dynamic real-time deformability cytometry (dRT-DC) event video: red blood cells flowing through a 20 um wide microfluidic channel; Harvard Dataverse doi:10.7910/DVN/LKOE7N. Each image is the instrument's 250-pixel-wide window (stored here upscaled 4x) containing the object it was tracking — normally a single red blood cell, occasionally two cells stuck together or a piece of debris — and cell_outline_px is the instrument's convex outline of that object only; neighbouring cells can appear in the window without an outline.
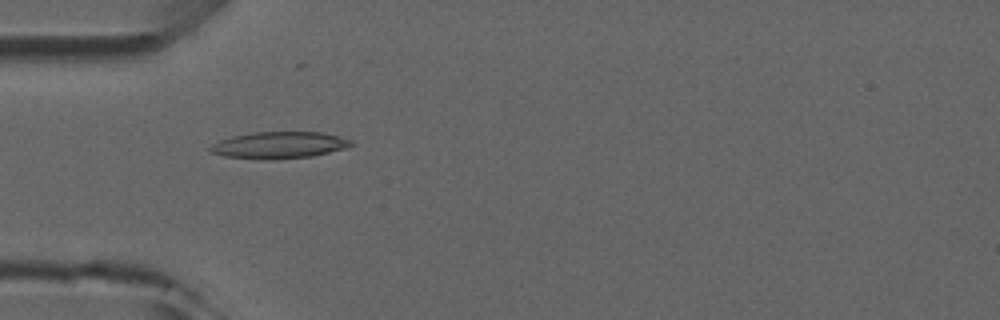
{"species": "common noctule bat (a hibernating species)", "species_latin": "Nyctalus noctula", "temperature_condition": "room temperature", "stored_images_in_passage": 2, "camera_frame_rate_fps": 3000, "um_per_image_px": 0.085, "animal": {"sex": "male", "forearm_length_mm": 52.5}, "frame": {"image": 1, "passage_image": 2, "time_ms": 1.333, "image_size_px": [1000, 320], "cell_outline_px": [[352, 144], [344, 148], [312, 156], [272, 160], [264, 160], [224, 156], [212, 152], [208, 148], [212, 144], [220, 140], [232, 136], [252, 132], [324, 132], [352, 140]], "centroid_in_image_um": [23.7, 12.33], "position_along_channel_um": 61.3, "area_um2": 21.91}}